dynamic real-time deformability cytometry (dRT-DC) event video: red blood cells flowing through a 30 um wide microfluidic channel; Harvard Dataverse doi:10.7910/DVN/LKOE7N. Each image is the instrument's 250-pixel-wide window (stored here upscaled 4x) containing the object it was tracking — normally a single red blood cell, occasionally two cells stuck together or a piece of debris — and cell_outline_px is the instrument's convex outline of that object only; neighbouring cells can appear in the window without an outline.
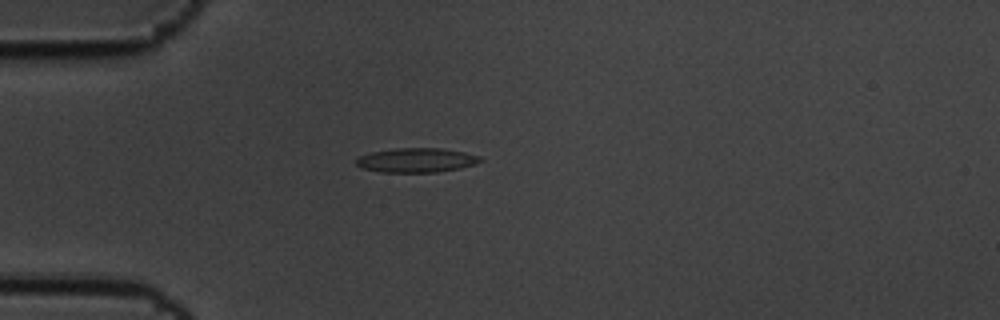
{"species": "common noctule bat (a hibernating species)", "species_latin": "Nyctalus noctula", "temperature_condition": "cold", "stored_images_in_passage": 4, "camera_frame_rate_fps": 3000, "um_per_image_px": 0.085, "animal": {"sex": "male", "body_mass_g": 19.5, "forearm_length_mm": 54.6}, "frame": {"image": 1, "passage_image": 4, "time_ms": 1.0, "image_size_px": [1000, 320], "cell_outline_px": [[484, 160], [476, 164], [460, 168], [436, 172], [380, 172], [360, 168], [356, 164], [356, 160], [360, 156], [372, 152], [396, 148], [440, 148], [464, 152], [480, 156]], "centroid_in_image_um": [35.41, 13.62], "position_along_channel_um": 49.6, "area_um2": 17.63}}